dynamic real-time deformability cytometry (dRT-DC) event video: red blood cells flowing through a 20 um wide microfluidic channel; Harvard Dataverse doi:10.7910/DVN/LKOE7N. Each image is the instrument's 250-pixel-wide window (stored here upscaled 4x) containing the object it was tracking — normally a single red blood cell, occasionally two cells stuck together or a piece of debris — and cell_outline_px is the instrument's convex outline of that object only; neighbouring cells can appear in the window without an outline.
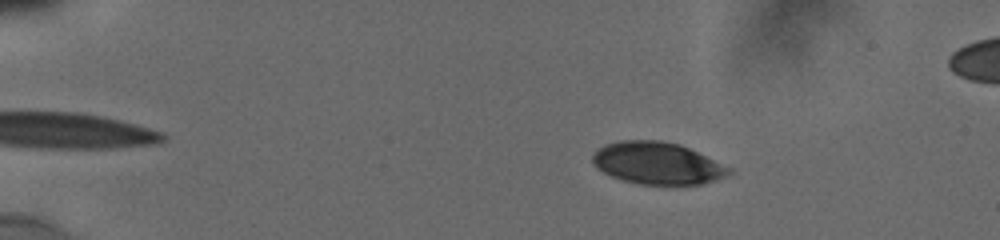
{"species": "human", "species_latin": "Homo sapiens", "temperature_condition": "cold", "stored_images_in_passage": 28, "camera_frame_rate_fps": 3000, "um_per_image_px": 0.085, "donor": {"sex": "male"}, "frame": {"image": 1, "passage_image": 8, "time_ms": 2.0, "image_size_px": [1000, 240], "cell_outline_px": [[732, 172], [724, 176], [700, 184], [640, 184], [624, 180], [612, 176], [596, 168], [592, 160], [592, 156], [604, 144], [620, 140], [660, 140], [680, 144], [732, 168]], "centroid_in_image_um": [55.85, 13.86], "position_along_channel_um": 29.1, "area_um2": 33.12}}
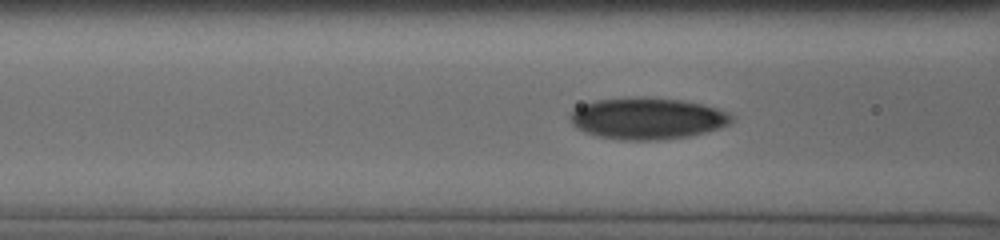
{"frame": {"image": 2, "passage_image": 24, "time_ms": 6.667, "image_size_px": [1000, 240], "cell_outline_px": [[732, 120], [728, 124], [720, 128], [708, 132], [688, 136], [660, 140], [620, 140], [600, 136], [576, 128], [572, 124], [572, 112], [576, 108], [584, 104], [596, 100], [644, 96], [680, 100], [700, 104], [716, 108], [728, 112], [732, 116]], "centroid_in_image_um": [55.05, 10.07], "position_along_channel_um": 111.5, "area_um2": 38.84}}
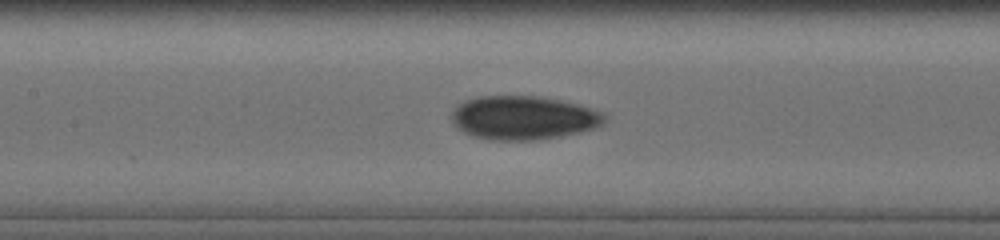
{"frame": {"image": 3, "passage_image": 27, "time_ms": 8.0, "image_size_px": [1000, 240], "cell_outline_px": [[608, 116], [596, 128], [580, 132], [540, 140], [488, 140], [472, 136], [456, 128], [452, 120], [452, 112], [464, 100], [476, 96], [540, 96], [564, 100], [592, 108], [604, 112]], "centroid_in_image_um": [44.5, 10.01], "position_along_channel_um": 162.9, "area_um2": 39.36}}